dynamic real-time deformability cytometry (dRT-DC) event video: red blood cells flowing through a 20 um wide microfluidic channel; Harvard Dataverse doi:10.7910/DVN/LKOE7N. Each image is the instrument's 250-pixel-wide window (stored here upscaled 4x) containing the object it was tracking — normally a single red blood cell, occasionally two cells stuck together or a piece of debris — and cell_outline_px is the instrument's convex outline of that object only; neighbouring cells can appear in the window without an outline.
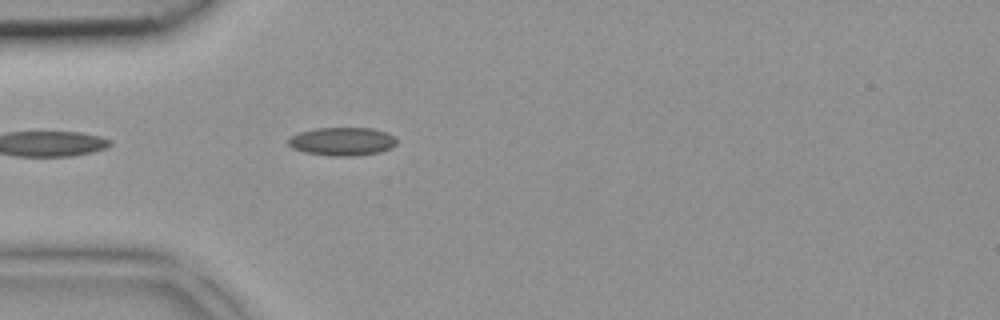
{"species": "common noctule bat (a hibernating species)", "species_latin": "Nyctalus noctula", "temperature_condition": "room temperature", "stored_images_in_passage": 2, "camera_frame_rate_fps": 3000, "um_per_image_px": 0.085, "animal": {"sex": "female", "body_mass_g": 18.4}, "frame": {"image": 1, "passage_image": 2, "time_ms": 0.333, "image_size_px": [1000, 320], "cell_outline_px": [[396, 144], [392, 148], [380, 152], [356, 156], [332, 156], [304, 152], [292, 148], [288, 144], [288, 140], [292, 136], [300, 132], [316, 128], [372, 128], [388, 132], [396, 136]], "centroid_in_image_um": [29.14, 12.02], "position_along_channel_um": 55.9, "area_um2": 18.03}}